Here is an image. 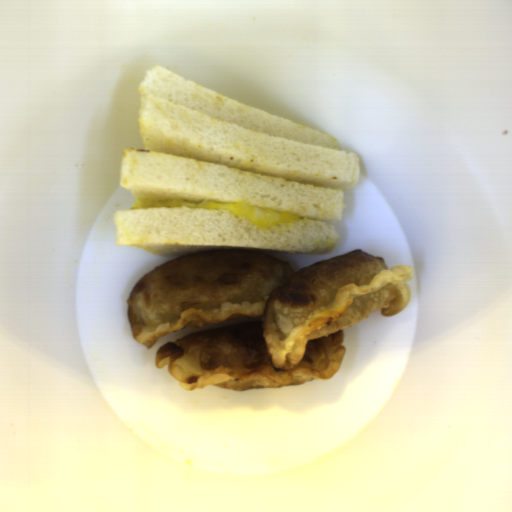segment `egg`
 <instances>
[{
	"label": "egg",
	"instance_id": "obj_1",
	"mask_svg": "<svg viewBox=\"0 0 512 512\" xmlns=\"http://www.w3.org/2000/svg\"><path fill=\"white\" fill-rule=\"evenodd\" d=\"M150 207H189L194 209L219 210L232 213L259 228H269L279 224L300 220L302 217L282 210L262 208L246 200L239 201L234 204H219L212 201L186 202L183 200L149 199L138 197L132 207V210Z\"/></svg>",
	"mask_w": 512,
	"mask_h": 512
}]
</instances>
